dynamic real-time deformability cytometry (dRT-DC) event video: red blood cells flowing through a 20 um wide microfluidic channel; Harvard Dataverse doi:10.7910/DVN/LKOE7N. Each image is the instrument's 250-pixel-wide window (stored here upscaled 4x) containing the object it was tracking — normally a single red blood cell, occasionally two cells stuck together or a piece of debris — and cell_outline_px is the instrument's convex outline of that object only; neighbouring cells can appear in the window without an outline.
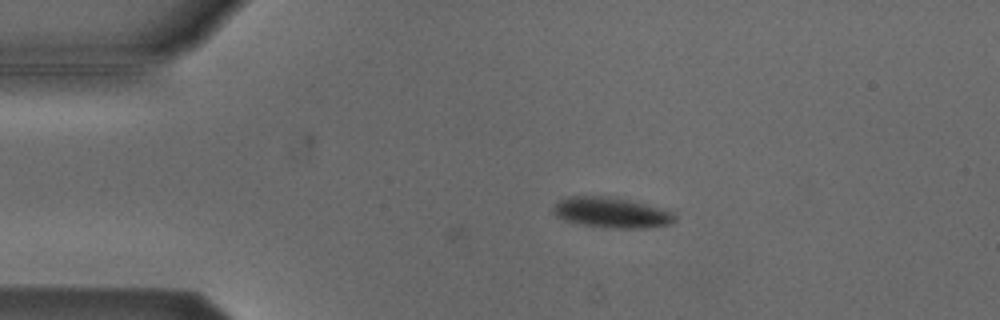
{"species": "Egyptian fruit bat (a non-hibernating species)", "species_latin": "Rousettus aegyptiacus", "temperature_condition": "cold", "stored_images_in_passage": 6, "camera_frame_rate_fps": 3000, "um_per_image_px": 0.085, "animal": {"sex": "male"}, "frame": {"image": 1, "passage_image": 1, "time_ms": 0.0, "image_size_px": [1000, 320], "cell_outline_px": [[676, 220], [668, 224], [644, 228], [616, 228], [584, 224], [564, 220], [556, 216], [552, 212], [552, 208], [560, 200], [568, 196], [604, 196], [676, 208]], "centroid_in_image_um": [52.11, 18.05], "position_along_channel_um": 32.9, "area_um2": 21.96}}